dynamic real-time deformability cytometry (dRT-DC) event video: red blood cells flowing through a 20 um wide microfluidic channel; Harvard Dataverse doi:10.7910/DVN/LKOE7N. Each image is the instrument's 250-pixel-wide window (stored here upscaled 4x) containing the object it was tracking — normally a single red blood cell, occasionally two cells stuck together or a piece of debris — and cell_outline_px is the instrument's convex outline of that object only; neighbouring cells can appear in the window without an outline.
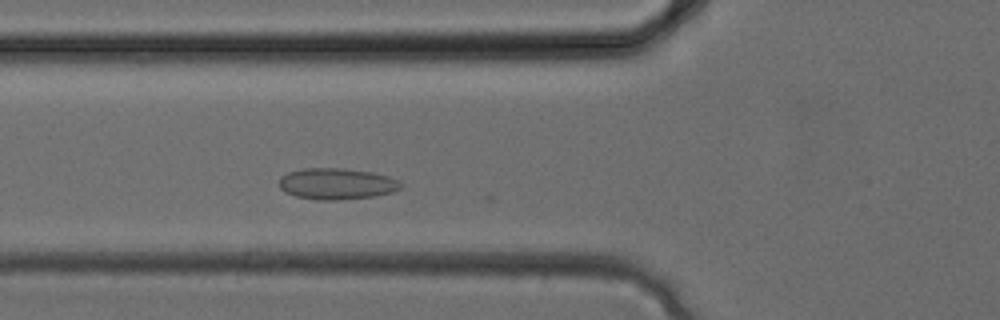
{"species": "common noctule bat (a hibernating species)", "species_latin": "Nyctalus noctula", "temperature_condition": "cold", "stored_images_in_passage": 24, "camera_frame_rate_fps": 3000, "um_per_image_px": 0.085, "animal": {"sex": "female", "body_mass_g": 24.6, "forearm_length_mm": 56.2}, "frame": {"image": 1, "passage_image": 8, "time_ms": 2.333, "image_size_px": [1000, 320], "cell_outline_px": [[404, 184], [400, 188], [392, 192], [372, 196], [340, 200], [316, 200], [296, 196], [284, 192], [280, 188], [280, 176], [288, 172], [304, 168], [340, 168], [372, 172], [388, 176], [400, 180]], "centroid_in_image_um": [28.62, 15.62], "position_along_channel_um": 97.2, "area_um2": 22.25}}
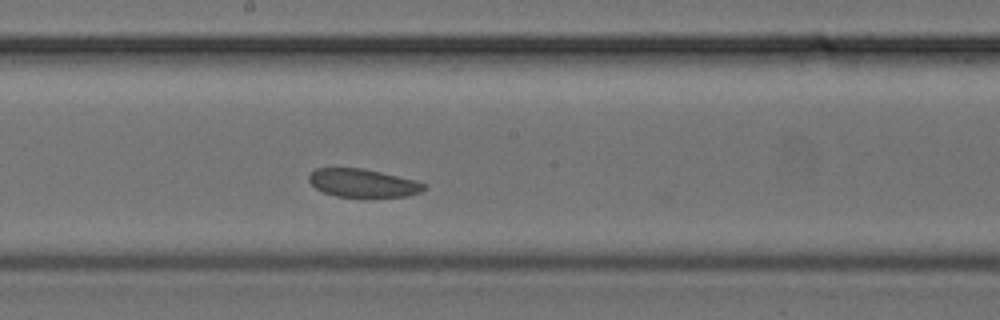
{"frame": {"image": 2, "passage_image": 14, "time_ms": 4.333, "image_size_px": [1000, 320], "cell_outline_px": [[428, 188], [420, 192], [408, 196], [336, 196], [324, 192], [316, 188], [308, 180], [308, 176], [316, 168], [364, 168], [416, 180], [428, 184]], "centroid_in_image_um": [30.89, 15.54], "position_along_channel_um": 217.3, "area_um2": 18.84}}
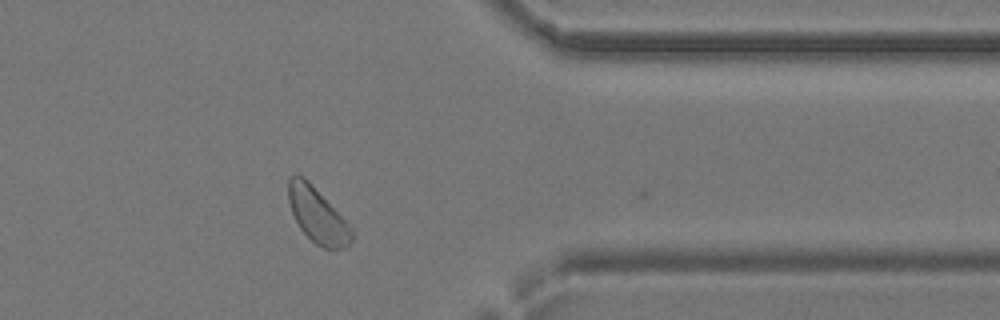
{"frame": {"image": 3, "passage_image": 23, "time_ms": 7.333, "image_size_px": [1000, 320], "cell_outline_px": [[356, 236], [344, 248], [324, 248], [316, 244], [300, 228], [292, 212], [288, 200], [288, 180], [292, 176], [300, 176], [308, 180], [348, 224]], "centroid_in_image_um": [26.98, 18.32], "position_along_channel_um": 384.4, "area_um2": 19.71}}